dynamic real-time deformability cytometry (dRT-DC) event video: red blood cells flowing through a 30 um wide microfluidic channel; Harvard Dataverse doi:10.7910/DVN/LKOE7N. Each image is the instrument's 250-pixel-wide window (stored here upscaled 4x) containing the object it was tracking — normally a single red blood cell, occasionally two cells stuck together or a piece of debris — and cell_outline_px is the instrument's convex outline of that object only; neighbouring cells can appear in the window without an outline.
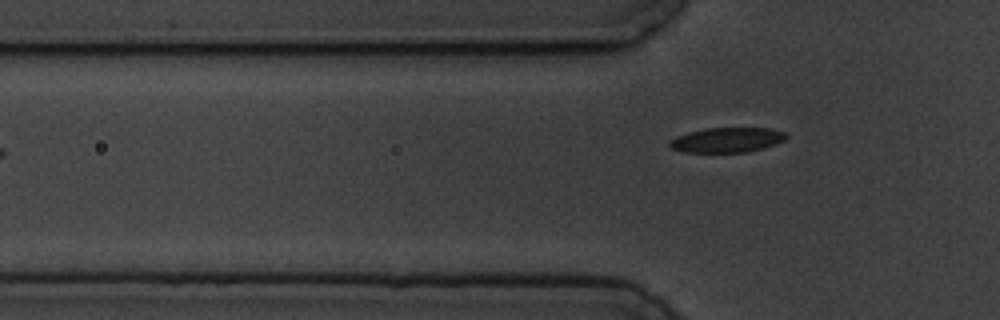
{"species": "common noctule bat (a hibernating species)", "species_latin": "Nyctalus noctula", "temperature_condition": "cold", "stored_images_in_passage": 6, "camera_frame_rate_fps": 3000, "um_per_image_px": 0.085, "animal": {"sex": "male", "body_mass_g": 19.5, "forearm_length_mm": 54.6}, "frame": {"image": 1, "passage_image": 6, "time_ms": 6.333, "image_size_px": [1000, 320], "cell_outline_px": [[788, 136], [784, 140], [776, 144], [764, 148], [748, 152], [684, 152], [672, 148], [668, 144], [668, 140], [676, 136], [688, 132], [704, 128], [768, 128], [784, 132]], "centroid_in_image_um": [61.78, 11.89], "position_along_channel_um": 64.0, "area_um2": 16.99}}